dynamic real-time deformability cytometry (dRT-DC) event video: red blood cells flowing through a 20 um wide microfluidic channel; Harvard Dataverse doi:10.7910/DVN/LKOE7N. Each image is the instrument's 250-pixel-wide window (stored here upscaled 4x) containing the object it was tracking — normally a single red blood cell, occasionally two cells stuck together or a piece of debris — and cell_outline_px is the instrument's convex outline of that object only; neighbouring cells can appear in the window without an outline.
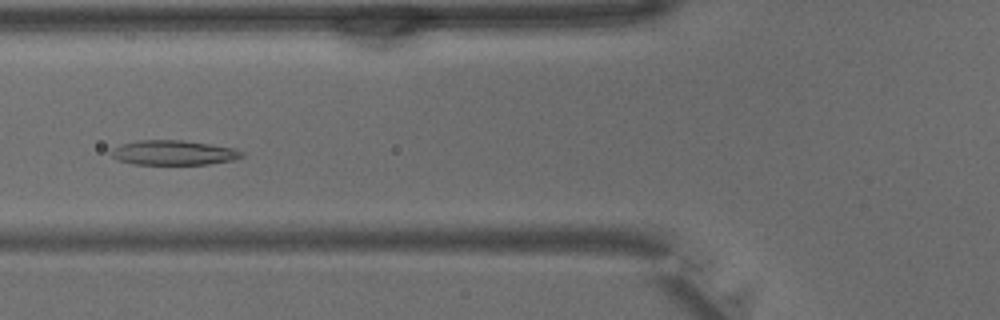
{"species": "common noctule bat (a hibernating species)", "species_latin": "Nyctalus noctula", "temperature_condition": "warm", "stored_images_in_passage": 31, "camera_frame_rate_fps": 3000, "um_per_image_px": 0.085, "animal": {"sex": "male", "body_mass_g": 15.6}, "frame": {"image": 1, "passage_image": 7, "time_ms": 2.0, "image_size_px": [1000, 320], "cell_outline_px": [[244, 156], [232, 160], [208, 164], [132, 164], [120, 160], [112, 156], [108, 152], [112, 148], [120, 144], [140, 140], [180, 140], [236, 148], [244, 152]], "centroid_in_image_um": [14.73, 12.97], "position_along_channel_um": 111.1, "area_um2": 18.79}}
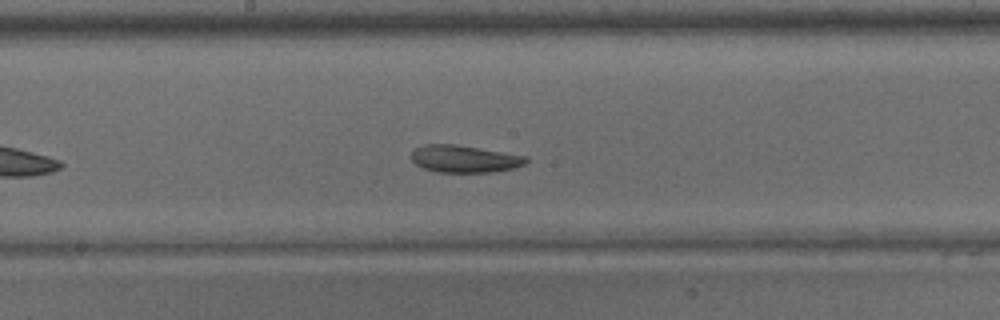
{"frame": {"image": 2, "passage_image": 13, "time_ms": 4.0, "image_size_px": [1000, 320], "cell_outline_px": [[528, 160], [524, 164], [512, 168], [492, 172], [436, 172], [424, 168], [416, 164], [412, 160], [412, 152], [416, 148], [424, 144], [456, 144], [528, 156]], "centroid_in_image_um": [39.48, 13.5], "position_along_channel_um": 208.7, "area_um2": 18.15}}
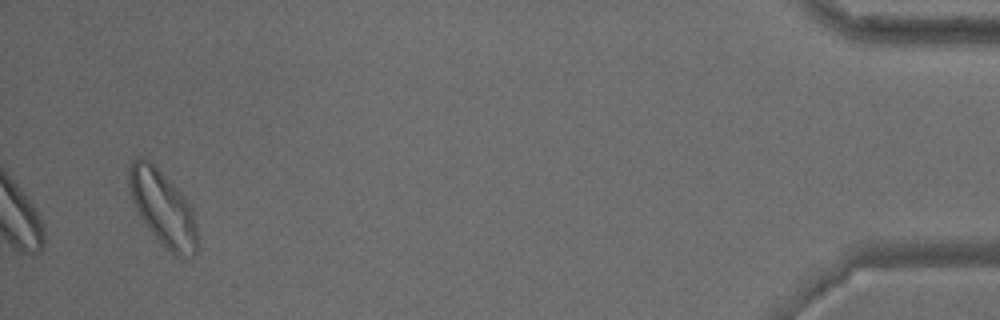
{"frame": {"image": 3, "passage_image": 31, "time_ms": 10.0, "image_size_px": [1000, 320], "cell_outline_px": [[196, 252], [188, 260], [180, 260], [160, 244], [144, 224], [136, 212], [128, 192], [128, 164], [136, 156], [140, 156], [152, 160], [184, 196], [192, 208], [196, 224]], "centroid_in_image_um": [13.79, 17.68], "position_along_channel_um": 421.4, "area_um2": 31.04}}